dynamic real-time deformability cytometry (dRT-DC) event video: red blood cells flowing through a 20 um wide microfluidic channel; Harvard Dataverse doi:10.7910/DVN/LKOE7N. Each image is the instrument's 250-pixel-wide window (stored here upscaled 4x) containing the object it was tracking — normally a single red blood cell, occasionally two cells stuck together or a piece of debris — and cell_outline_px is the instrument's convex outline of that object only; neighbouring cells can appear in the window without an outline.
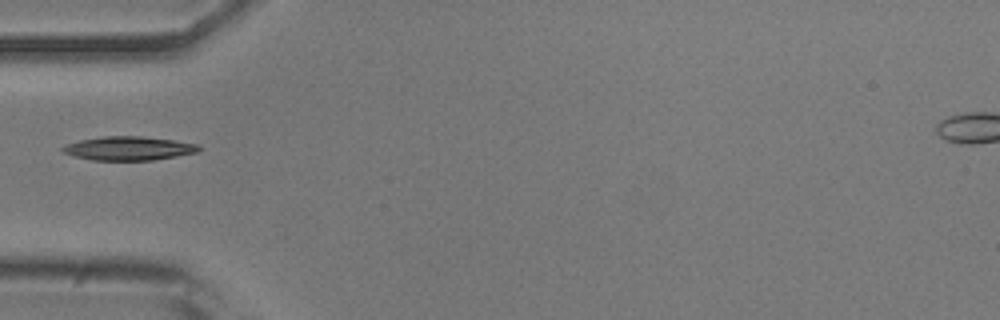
{"species": "common noctule bat (a hibernating species)", "species_latin": "Nyctalus noctula", "temperature_condition": "room temperature", "stored_images_in_passage": 37, "camera_frame_rate_fps": 3000, "um_per_image_px": 0.085, "animal": {"sex": "male", "body_mass_g": 20.5, "forearm_length_mm": 52.5}, "frame": {"image": 1, "passage_image": 1, "time_ms": 0.0, "image_size_px": [1000, 320], "cell_outline_px": [[200, 148], [196, 152], [176, 156], [152, 160], [92, 160], [76, 156], [64, 152], [60, 148], [68, 144], [80, 140], [104, 136], [140, 136], [172, 140], [200, 144]], "centroid_in_image_um": [10.95, 12.61], "position_along_channel_um": 74.0, "area_um2": 18.61}}
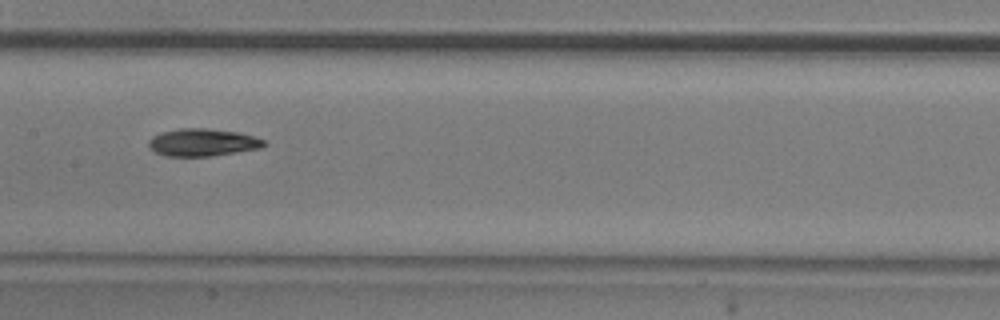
{"frame": {"image": 2, "passage_image": 10, "time_ms": 3.0, "image_size_px": [1000, 320], "cell_outline_px": [[264, 144], [260, 148], [236, 152], [208, 156], [164, 156], [148, 148], [148, 140], [152, 136], [160, 132], [180, 128], [208, 128], [236, 132], [252, 136], [264, 140]], "centroid_in_image_um": [17.14, 12.1], "position_along_channel_um": 190.3, "area_um2": 18.38}}
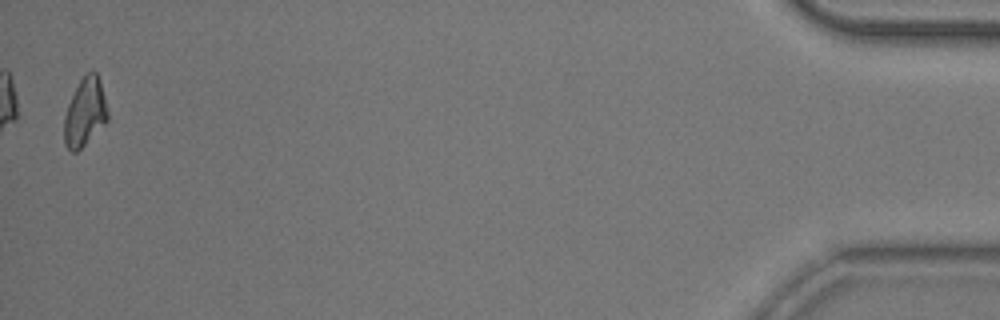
{"frame": {"image": 3, "passage_image": 36, "time_ms": 11.667, "image_size_px": [1000, 320], "cell_outline_px": [[108, 120], [76, 152], [72, 152], [64, 144], [64, 116], [68, 104], [80, 80], [92, 68], [96, 72], [100, 80], [108, 112]], "centroid_in_image_um": [7.22, 9.52], "position_along_channel_um": 428.0, "area_um2": 17.05}}